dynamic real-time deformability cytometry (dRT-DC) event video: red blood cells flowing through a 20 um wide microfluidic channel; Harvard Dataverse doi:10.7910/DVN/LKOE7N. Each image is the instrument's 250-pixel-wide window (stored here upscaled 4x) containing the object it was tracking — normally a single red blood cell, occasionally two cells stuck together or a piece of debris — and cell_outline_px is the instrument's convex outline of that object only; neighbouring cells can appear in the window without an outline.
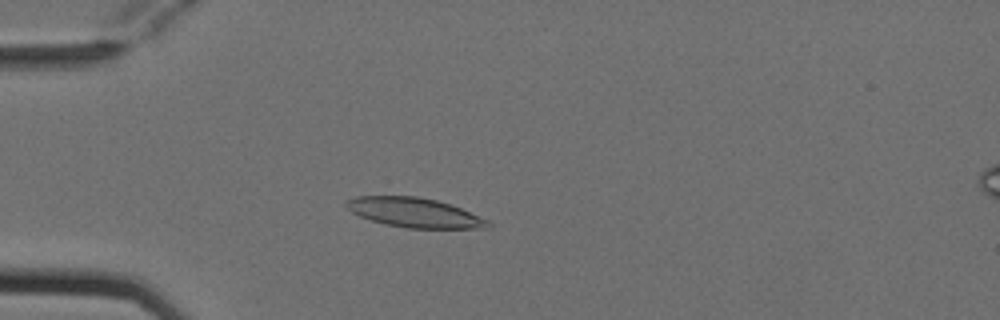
{"species": "Egyptian fruit bat (a non-hibernating species)", "species_latin": "Rousettus aegyptiacus", "temperature_condition": "cold", "stored_images_in_passage": 4, "camera_frame_rate_fps": 3000, "um_per_image_px": 0.085, "animal": {"sex": "female"}, "frame": {"image": 1, "passage_image": 3, "time_ms": 0.667, "image_size_px": [1000, 320], "cell_outline_px": [[492, 228], [408, 228], [384, 224], [360, 216], [352, 212], [344, 204], [344, 200], [356, 196], [416, 196], [436, 200], [460, 208], [488, 220], [492, 224]], "centroid_in_image_um": [35.21, 18.07], "position_along_channel_um": 49.8, "area_um2": 24.28}}